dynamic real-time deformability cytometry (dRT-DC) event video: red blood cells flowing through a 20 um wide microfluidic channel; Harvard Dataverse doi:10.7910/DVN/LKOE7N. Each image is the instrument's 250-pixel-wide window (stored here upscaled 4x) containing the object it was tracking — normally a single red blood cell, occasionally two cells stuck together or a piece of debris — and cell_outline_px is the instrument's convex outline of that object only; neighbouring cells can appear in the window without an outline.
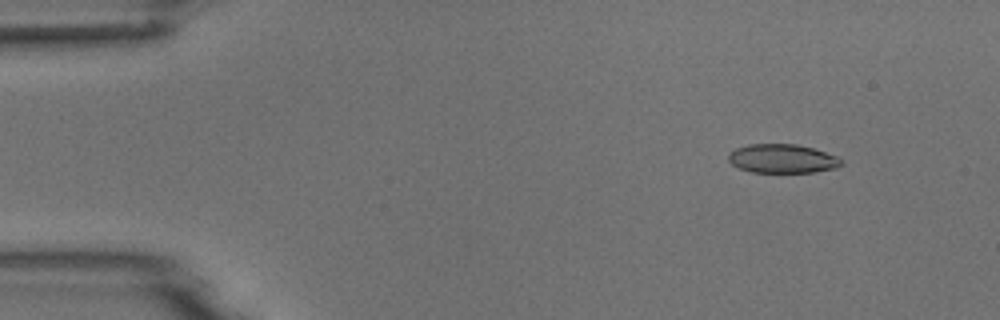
{"species": "common noctule bat (a hibernating species)", "species_latin": "Nyctalus noctula", "temperature_condition": "room temperature", "stored_images_in_passage": 7, "camera_frame_rate_fps": 3000, "um_per_image_px": 0.085, "animal": {"sex": "male", "body_mass_g": 18.8}, "frame": {"image": 1, "passage_image": 1, "time_ms": 0.0, "image_size_px": [1000, 320], "cell_outline_px": [[844, 164], [836, 168], [816, 172], [752, 172], [740, 168], [732, 164], [728, 160], [728, 152], [736, 148], [748, 144], [796, 144], [812, 148], [836, 156], [844, 160]], "centroid_in_image_um": [66.51, 13.48], "position_along_channel_um": 18.5, "area_um2": 19.07}}
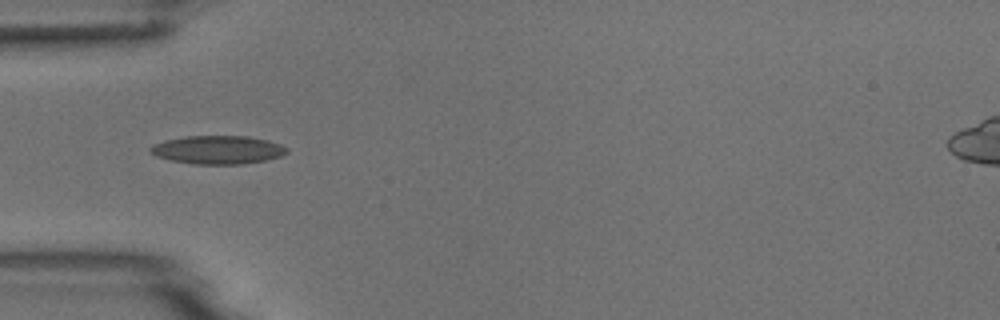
{"frame": {"image": 2, "passage_image": 4, "time_ms": 3.667, "image_size_px": [1000, 320], "cell_outline_px": [[288, 152], [280, 156], [268, 160], [244, 164], [196, 164], [172, 160], [156, 156], [148, 152], [148, 148], [152, 144], [164, 140], [188, 136], [248, 136], [268, 140], [280, 144], [288, 148]], "centroid_in_image_um": [18.51, 12.73], "position_along_channel_um": 66.5, "area_um2": 22.72}}